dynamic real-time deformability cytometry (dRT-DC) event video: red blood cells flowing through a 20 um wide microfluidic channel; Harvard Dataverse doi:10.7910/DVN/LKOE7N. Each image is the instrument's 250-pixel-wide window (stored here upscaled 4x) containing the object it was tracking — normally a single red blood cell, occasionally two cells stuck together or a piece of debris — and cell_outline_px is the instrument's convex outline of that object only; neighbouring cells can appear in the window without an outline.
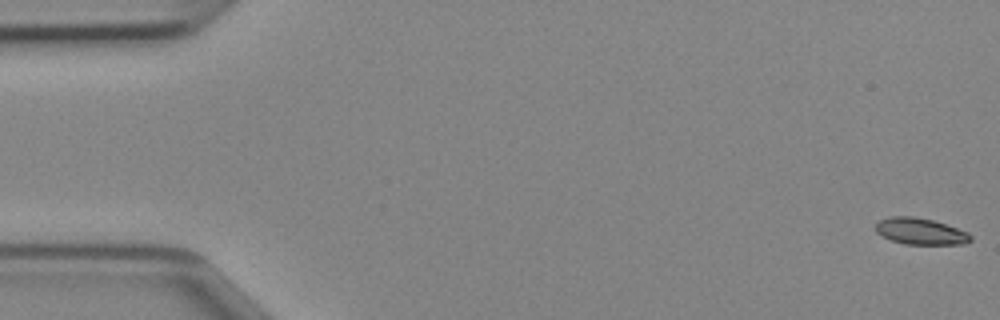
{"species": "Egyptian fruit bat (a non-hibernating species)", "species_latin": "Rousettus aegyptiacus", "temperature_condition": "cold", "stored_images_in_passage": 47, "camera_frame_rate_fps": 3000, "um_per_image_px": 0.085, "animal": {"sex": "female"}, "frame": {"image": 1, "passage_image": 1, "time_ms": 0.0, "image_size_px": [1000, 320], "cell_outline_px": [[972, 240], [964, 244], [904, 244], [892, 240], [876, 232], [876, 224], [880, 220], [888, 216], [912, 216], [932, 220], [968, 232], [972, 236]], "centroid_in_image_um": [78.24, 19.66], "position_along_channel_um": 6.8, "area_um2": 14.51}}
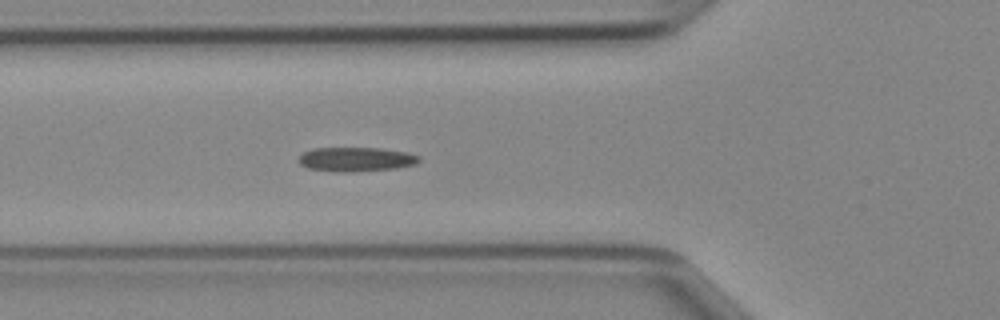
{"frame": {"image": 2, "passage_image": 17, "time_ms": 5.333, "image_size_px": [1000, 320], "cell_outline_px": [[420, 160], [416, 164], [396, 168], [344, 172], [340, 172], [308, 168], [300, 164], [300, 156], [304, 152], [312, 148], [380, 148], [408, 152], [420, 156]], "centroid_in_image_um": [30.29, 13.53], "position_along_channel_um": 95.5, "area_um2": 16.88}}
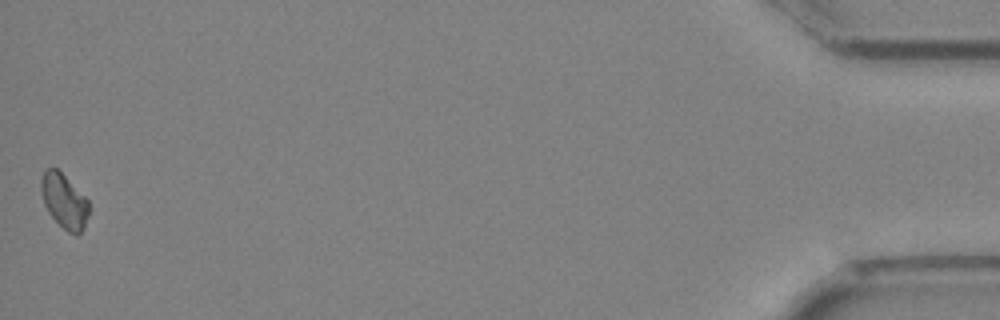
{"frame": {"image": 3, "passage_image": 47, "time_ms": 15.333, "image_size_px": [1000, 320], "cell_outline_px": [[88, 216], [80, 232], [76, 236], [68, 232], [48, 212], [44, 204], [40, 188], [40, 180], [44, 168], [56, 168], [88, 200]], "centroid_in_image_um": [5.42, 17.07], "position_along_channel_um": 429.8, "area_um2": 14.85}}